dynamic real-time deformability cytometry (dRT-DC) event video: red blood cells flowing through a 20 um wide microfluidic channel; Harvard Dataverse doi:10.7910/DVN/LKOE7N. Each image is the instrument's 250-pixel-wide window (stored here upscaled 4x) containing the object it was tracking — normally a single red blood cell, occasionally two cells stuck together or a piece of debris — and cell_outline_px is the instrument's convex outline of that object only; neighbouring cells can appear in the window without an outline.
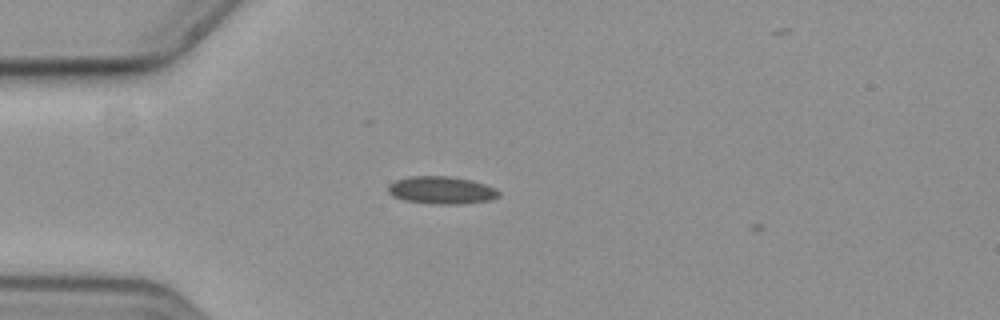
{"species": "common noctule bat (a hibernating species)", "species_latin": "Nyctalus noctula", "temperature_condition": "cold", "stored_images_in_passage": 5, "camera_frame_rate_fps": 3000, "um_per_image_px": 0.085, "animal": {"sex": "female", "body_mass_g": 19.3, "forearm_length_mm": 54.1}, "frame": {"image": 1, "passage_image": 4, "time_ms": 1.0, "image_size_px": [1000, 320], "cell_outline_px": [[500, 196], [492, 200], [460, 204], [432, 204], [404, 200], [392, 196], [388, 192], [388, 184], [396, 180], [412, 176], [448, 176], [472, 180], [496, 188], [500, 192]], "centroid_in_image_um": [37.54, 16.17], "position_along_channel_um": 47.5, "area_um2": 17.92}}